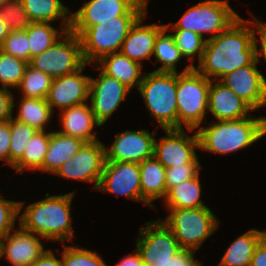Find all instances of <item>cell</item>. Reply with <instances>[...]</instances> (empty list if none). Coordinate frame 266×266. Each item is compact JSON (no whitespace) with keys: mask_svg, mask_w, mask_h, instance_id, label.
I'll return each instance as SVG.
<instances>
[{"mask_svg":"<svg viewBox=\"0 0 266 266\" xmlns=\"http://www.w3.org/2000/svg\"><path fill=\"white\" fill-rule=\"evenodd\" d=\"M97 68L101 74L97 79L90 77L89 98L94 117L102 126L131 90L114 77L105 74L98 66Z\"/></svg>","mask_w":266,"mask_h":266,"instance_id":"cell-15","label":"cell"},{"mask_svg":"<svg viewBox=\"0 0 266 266\" xmlns=\"http://www.w3.org/2000/svg\"><path fill=\"white\" fill-rule=\"evenodd\" d=\"M175 31L173 37L176 43V46L181 51L183 57L193 61L194 56L198 53V61L200 63L205 46L206 39L201 37L198 33H195L190 30L185 29H170Z\"/></svg>","mask_w":266,"mask_h":266,"instance_id":"cell-35","label":"cell"},{"mask_svg":"<svg viewBox=\"0 0 266 266\" xmlns=\"http://www.w3.org/2000/svg\"><path fill=\"white\" fill-rule=\"evenodd\" d=\"M105 149L100 140L84 143L55 174L71 180L94 182L97 190L106 162Z\"/></svg>","mask_w":266,"mask_h":266,"instance_id":"cell-12","label":"cell"},{"mask_svg":"<svg viewBox=\"0 0 266 266\" xmlns=\"http://www.w3.org/2000/svg\"><path fill=\"white\" fill-rule=\"evenodd\" d=\"M166 136L154 140L153 156L165 167L170 168L185 163H199L195 148H199L197 132L188 135L183 128L164 129ZM158 141V142H157Z\"/></svg>","mask_w":266,"mask_h":266,"instance_id":"cell-13","label":"cell"},{"mask_svg":"<svg viewBox=\"0 0 266 266\" xmlns=\"http://www.w3.org/2000/svg\"><path fill=\"white\" fill-rule=\"evenodd\" d=\"M258 62L240 67L219 81L245 100L254 111L266 105V78L257 68Z\"/></svg>","mask_w":266,"mask_h":266,"instance_id":"cell-16","label":"cell"},{"mask_svg":"<svg viewBox=\"0 0 266 266\" xmlns=\"http://www.w3.org/2000/svg\"><path fill=\"white\" fill-rule=\"evenodd\" d=\"M73 196L74 192L57 196L47 193V198L26 206L18 216L19 226L46 240L61 244L66 240L72 241L74 232L70 221Z\"/></svg>","mask_w":266,"mask_h":266,"instance_id":"cell-2","label":"cell"},{"mask_svg":"<svg viewBox=\"0 0 266 266\" xmlns=\"http://www.w3.org/2000/svg\"><path fill=\"white\" fill-rule=\"evenodd\" d=\"M200 169H202L200 163H185L166 168L165 179L167 192L172 187L196 177L200 173Z\"/></svg>","mask_w":266,"mask_h":266,"instance_id":"cell-41","label":"cell"},{"mask_svg":"<svg viewBox=\"0 0 266 266\" xmlns=\"http://www.w3.org/2000/svg\"><path fill=\"white\" fill-rule=\"evenodd\" d=\"M198 174L196 177L172 187L163 200L166 208H198L205 207L201 201V183Z\"/></svg>","mask_w":266,"mask_h":266,"instance_id":"cell-29","label":"cell"},{"mask_svg":"<svg viewBox=\"0 0 266 266\" xmlns=\"http://www.w3.org/2000/svg\"><path fill=\"white\" fill-rule=\"evenodd\" d=\"M149 0H90L71 14V31L78 36L101 21L116 20L122 15H144Z\"/></svg>","mask_w":266,"mask_h":266,"instance_id":"cell-10","label":"cell"},{"mask_svg":"<svg viewBox=\"0 0 266 266\" xmlns=\"http://www.w3.org/2000/svg\"><path fill=\"white\" fill-rule=\"evenodd\" d=\"M145 225L140 228L136 249L145 266H163L181 247L172 230L162 220L149 221Z\"/></svg>","mask_w":266,"mask_h":266,"instance_id":"cell-11","label":"cell"},{"mask_svg":"<svg viewBox=\"0 0 266 266\" xmlns=\"http://www.w3.org/2000/svg\"><path fill=\"white\" fill-rule=\"evenodd\" d=\"M143 15H122L116 20L86 28L80 35L82 54L86 64L99 61L103 56L120 52L130 28Z\"/></svg>","mask_w":266,"mask_h":266,"instance_id":"cell-7","label":"cell"},{"mask_svg":"<svg viewBox=\"0 0 266 266\" xmlns=\"http://www.w3.org/2000/svg\"><path fill=\"white\" fill-rule=\"evenodd\" d=\"M29 64L53 79L78 71L86 64L80 37L71 30L66 31L47 50L32 57Z\"/></svg>","mask_w":266,"mask_h":266,"instance_id":"cell-9","label":"cell"},{"mask_svg":"<svg viewBox=\"0 0 266 266\" xmlns=\"http://www.w3.org/2000/svg\"><path fill=\"white\" fill-rule=\"evenodd\" d=\"M97 63L95 66H98L108 76L122 82L129 89L134 87L138 89L143 80L142 64L129 59L121 52L105 55Z\"/></svg>","mask_w":266,"mask_h":266,"instance_id":"cell-23","label":"cell"},{"mask_svg":"<svg viewBox=\"0 0 266 266\" xmlns=\"http://www.w3.org/2000/svg\"><path fill=\"white\" fill-rule=\"evenodd\" d=\"M13 94L3 87L0 88V122L9 121L13 117Z\"/></svg>","mask_w":266,"mask_h":266,"instance_id":"cell-42","label":"cell"},{"mask_svg":"<svg viewBox=\"0 0 266 266\" xmlns=\"http://www.w3.org/2000/svg\"><path fill=\"white\" fill-rule=\"evenodd\" d=\"M1 194V193H0ZM24 203L0 198V237H4L15 229V222Z\"/></svg>","mask_w":266,"mask_h":266,"instance_id":"cell-40","label":"cell"},{"mask_svg":"<svg viewBox=\"0 0 266 266\" xmlns=\"http://www.w3.org/2000/svg\"><path fill=\"white\" fill-rule=\"evenodd\" d=\"M10 143V123L9 121L0 122V160H5V164H9Z\"/></svg>","mask_w":266,"mask_h":266,"instance_id":"cell-44","label":"cell"},{"mask_svg":"<svg viewBox=\"0 0 266 266\" xmlns=\"http://www.w3.org/2000/svg\"><path fill=\"white\" fill-rule=\"evenodd\" d=\"M61 254L62 266H108L99 254L82 247L65 245Z\"/></svg>","mask_w":266,"mask_h":266,"instance_id":"cell-38","label":"cell"},{"mask_svg":"<svg viewBox=\"0 0 266 266\" xmlns=\"http://www.w3.org/2000/svg\"><path fill=\"white\" fill-rule=\"evenodd\" d=\"M19 227L2 238L1 256H5L13 266H31L45 249L37 237L39 235Z\"/></svg>","mask_w":266,"mask_h":266,"instance_id":"cell-19","label":"cell"},{"mask_svg":"<svg viewBox=\"0 0 266 266\" xmlns=\"http://www.w3.org/2000/svg\"><path fill=\"white\" fill-rule=\"evenodd\" d=\"M21 2L32 22L51 23L62 19L61 27L66 31L71 29L72 13L60 0H21Z\"/></svg>","mask_w":266,"mask_h":266,"instance_id":"cell-26","label":"cell"},{"mask_svg":"<svg viewBox=\"0 0 266 266\" xmlns=\"http://www.w3.org/2000/svg\"><path fill=\"white\" fill-rule=\"evenodd\" d=\"M52 80L53 78L48 74L33 68L29 64L18 89L22 91V97L46 99Z\"/></svg>","mask_w":266,"mask_h":266,"instance_id":"cell-33","label":"cell"},{"mask_svg":"<svg viewBox=\"0 0 266 266\" xmlns=\"http://www.w3.org/2000/svg\"><path fill=\"white\" fill-rule=\"evenodd\" d=\"M1 250H2V237H0V259L2 258V256H1Z\"/></svg>","mask_w":266,"mask_h":266,"instance_id":"cell-51","label":"cell"},{"mask_svg":"<svg viewBox=\"0 0 266 266\" xmlns=\"http://www.w3.org/2000/svg\"><path fill=\"white\" fill-rule=\"evenodd\" d=\"M155 135L146 129L117 133L110 149H105L106 161L143 162L153 157Z\"/></svg>","mask_w":266,"mask_h":266,"instance_id":"cell-17","label":"cell"},{"mask_svg":"<svg viewBox=\"0 0 266 266\" xmlns=\"http://www.w3.org/2000/svg\"><path fill=\"white\" fill-rule=\"evenodd\" d=\"M147 13L130 28L120 50L123 55L140 64L143 59L152 57L157 35L165 27V24L141 25Z\"/></svg>","mask_w":266,"mask_h":266,"instance_id":"cell-21","label":"cell"},{"mask_svg":"<svg viewBox=\"0 0 266 266\" xmlns=\"http://www.w3.org/2000/svg\"><path fill=\"white\" fill-rule=\"evenodd\" d=\"M16 119L19 122L25 123L34 127L38 131H44L46 125L54 114L46 99L25 98L23 97L19 107Z\"/></svg>","mask_w":266,"mask_h":266,"instance_id":"cell-30","label":"cell"},{"mask_svg":"<svg viewBox=\"0 0 266 266\" xmlns=\"http://www.w3.org/2000/svg\"><path fill=\"white\" fill-rule=\"evenodd\" d=\"M142 198L154 207L153 200L164 198L166 189V168L153 156L139 163Z\"/></svg>","mask_w":266,"mask_h":266,"instance_id":"cell-24","label":"cell"},{"mask_svg":"<svg viewBox=\"0 0 266 266\" xmlns=\"http://www.w3.org/2000/svg\"><path fill=\"white\" fill-rule=\"evenodd\" d=\"M195 251L181 249L163 266H202L194 259Z\"/></svg>","mask_w":266,"mask_h":266,"instance_id":"cell-43","label":"cell"},{"mask_svg":"<svg viewBox=\"0 0 266 266\" xmlns=\"http://www.w3.org/2000/svg\"><path fill=\"white\" fill-rule=\"evenodd\" d=\"M0 17L10 30H25L32 22L21 0H10L0 7Z\"/></svg>","mask_w":266,"mask_h":266,"instance_id":"cell-37","label":"cell"},{"mask_svg":"<svg viewBox=\"0 0 266 266\" xmlns=\"http://www.w3.org/2000/svg\"><path fill=\"white\" fill-rule=\"evenodd\" d=\"M211 79L209 86L208 111L213 114L217 121L238 120L248 115L254 109L241 97L237 96L223 83Z\"/></svg>","mask_w":266,"mask_h":266,"instance_id":"cell-20","label":"cell"},{"mask_svg":"<svg viewBox=\"0 0 266 266\" xmlns=\"http://www.w3.org/2000/svg\"><path fill=\"white\" fill-rule=\"evenodd\" d=\"M170 25L165 24V27L158 33L153 55L157 62L162 66L156 72H176V64L183 58L181 51L176 46L174 37L172 34H166Z\"/></svg>","mask_w":266,"mask_h":266,"instance_id":"cell-31","label":"cell"},{"mask_svg":"<svg viewBox=\"0 0 266 266\" xmlns=\"http://www.w3.org/2000/svg\"><path fill=\"white\" fill-rule=\"evenodd\" d=\"M29 63L0 50V84L3 88H17Z\"/></svg>","mask_w":266,"mask_h":266,"instance_id":"cell-34","label":"cell"},{"mask_svg":"<svg viewBox=\"0 0 266 266\" xmlns=\"http://www.w3.org/2000/svg\"><path fill=\"white\" fill-rule=\"evenodd\" d=\"M11 143L9 152V166L13 164L22 156L27 142L37 131L25 123L19 122L13 117L9 120Z\"/></svg>","mask_w":266,"mask_h":266,"instance_id":"cell-36","label":"cell"},{"mask_svg":"<svg viewBox=\"0 0 266 266\" xmlns=\"http://www.w3.org/2000/svg\"><path fill=\"white\" fill-rule=\"evenodd\" d=\"M85 142L79 138L50 132L48 150L42 165V171L55 174L56 171L78 152Z\"/></svg>","mask_w":266,"mask_h":266,"instance_id":"cell-25","label":"cell"},{"mask_svg":"<svg viewBox=\"0 0 266 266\" xmlns=\"http://www.w3.org/2000/svg\"><path fill=\"white\" fill-rule=\"evenodd\" d=\"M117 266H145L142 262L141 255L137 249L131 255L125 256L122 258L120 263Z\"/></svg>","mask_w":266,"mask_h":266,"instance_id":"cell-48","label":"cell"},{"mask_svg":"<svg viewBox=\"0 0 266 266\" xmlns=\"http://www.w3.org/2000/svg\"><path fill=\"white\" fill-rule=\"evenodd\" d=\"M199 148L219 154L245 149L266 134V117L252 116L238 120L216 121L199 127Z\"/></svg>","mask_w":266,"mask_h":266,"instance_id":"cell-3","label":"cell"},{"mask_svg":"<svg viewBox=\"0 0 266 266\" xmlns=\"http://www.w3.org/2000/svg\"><path fill=\"white\" fill-rule=\"evenodd\" d=\"M62 130L58 131L65 135H70L81 139L85 143L95 142L97 132L92 133L94 126H100L96 121L91 107L86 103L71 106L60 111Z\"/></svg>","mask_w":266,"mask_h":266,"instance_id":"cell-22","label":"cell"},{"mask_svg":"<svg viewBox=\"0 0 266 266\" xmlns=\"http://www.w3.org/2000/svg\"><path fill=\"white\" fill-rule=\"evenodd\" d=\"M46 132L37 130L27 142L22 156L12 166L16 173H22L24 169L42 170L50 141V133Z\"/></svg>","mask_w":266,"mask_h":266,"instance_id":"cell-28","label":"cell"},{"mask_svg":"<svg viewBox=\"0 0 266 266\" xmlns=\"http://www.w3.org/2000/svg\"><path fill=\"white\" fill-rule=\"evenodd\" d=\"M254 21L239 17L225 31L206 41L205 50L198 68L195 69L208 79L217 81L256 60L254 29L248 26Z\"/></svg>","mask_w":266,"mask_h":266,"instance_id":"cell-1","label":"cell"},{"mask_svg":"<svg viewBox=\"0 0 266 266\" xmlns=\"http://www.w3.org/2000/svg\"><path fill=\"white\" fill-rule=\"evenodd\" d=\"M161 219L173 232L181 249L197 250L217 230L219 220L209 207L167 208Z\"/></svg>","mask_w":266,"mask_h":266,"instance_id":"cell-6","label":"cell"},{"mask_svg":"<svg viewBox=\"0 0 266 266\" xmlns=\"http://www.w3.org/2000/svg\"><path fill=\"white\" fill-rule=\"evenodd\" d=\"M250 266H266V235L257 244Z\"/></svg>","mask_w":266,"mask_h":266,"instance_id":"cell-46","label":"cell"},{"mask_svg":"<svg viewBox=\"0 0 266 266\" xmlns=\"http://www.w3.org/2000/svg\"><path fill=\"white\" fill-rule=\"evenodd\" d=\"M176 88V72L156 71L144 74L138 88L151 117L163 130L178 129Z\"/></svg>","mask_w":266,"mask_h":266,"instance_id":"cell-5","label":"cell"},{"mask_svg":"<svg viewBox=\"0 0 266 266\" xmlns=\"http://www.w3.org/2000/svg\"><path fill=\"white\" fill-rule=\"evenodd\" d=\"M254 25H256V28L254 29V45H255V55H256V61L259 63L260 58L259 56H263L264 60L266 61V26L264 23H262L258 18L254 16ZM256 31H258L260 36V47L258 48V44L256 40ZM261 50V51H260Z\"/></svg>","mask_w":266,"mask_h":266,"instance_id":"cell-45","label":"cell"},{"mask_svg":"<svg viewBox=\"0 0 266 266\" xmlns=\"http://www.w3.org/2000/svg\"><path fill=\"white\" fill-rule=\"evenodd\" d=\"M239 17L228 0H204L186 10L177 23H170L173 27L169 29L190 30L201 37L204 33H213L208 40L225 31Z\"/></svg>","mask_w":266,"mask_h":266,"instance_id":"cell-8","label":"cell"},{"mask_svg":"<svg viewBox=\"0 0 266 266\" xmlns=\"http://www.w3.org/2000/svg\"><path fill=\"white\" fill-rule=\"evenodd\" d=\"M25 30L29 42L30 61L32 57L52 46L66 32L63 28L60 31L56 30L48 22H31L30 26Z\"/></svg>","mask_w":266,"mask_h":266,"instance_id":"cell-32","label":"cell"},{"mask_svg":"<svg viewBox=\"0 0 266 266\" xmlns=\"http://www.w3.org/2000/svg\"><path fill=\"white\" fill-rule=\"evenodd\" d=\"M97 190L124 195L150 206L141 195L138 162L106 161Z\"/></svg>","mask_w":266,"mask_h":266,"instance_id":"cell-14","label":"cell"},{"mask_svg":"<svg viewBox=\"0 0 266 266\" xmlns=\"http://www.w3.org/2000/svg\"><path fill=\"white\" fill-rule=\"evenodd\" d=\"M10 0H0V7H2L5 3H7Z\"/></svg>","mask_w":266,"mask_h":266,"instance_id":"cell-50","label":"cell"},{"mask_svg":"<svg viewBox=\"0 0 266 266\" xmlns=\"http://www.w3.org/2000/svg\"><path fill=\"white\" fill-rule=\"evenodd\" d=\"M191 62L181 73L177 72L178 129L185 125L192 132L199 128L208 112L211 79L200 74Z\"/></svg>","mask_w":266,"mask_h":266,"instance_id":"cell-4","label":"cell"},{"mask_svg":"<svg viewBox=\"0 0 266 266\" xmlns=\"http://www.w3.org/2000/svg\"><path fill=\"white\" fill-rule=\"evenodd\" d=\"M9 32H10V29L0 17V48L3 45V42L5 38L7 37V35L9 34Z\"/></svg>","mask_w":266,"mask_h":266,"instance_id":"cell-49","label":"cell"},{"mask_svg":"<svg viewBox=\"0 0 266 266\" xmlns=\"http://www.w3.org/2000/svg\"><path fill=\"white\" fill-rule=\"evenodd\" d=\"M0 50L30 63V49L26 30H10Z\"/></svg>","mask_w":266,"mask_h":266,"instance_id":"cell-39","label":"cell"},{"mask_svg":"<svg viewBox=\"0 0 266 266\" xmlns=\"http://www.w3.org/2000/svg\"><path fill=\"white\" fill-rule=\"evenodd\" d=\"M31 266H62V258L57 259L51 249H46Z\"/></svg>","mask_w":266,"mask_h":266,"instance_id":"cell-47","label":"cell"},{"mask_svg":"<svg viewBox=\"0 0 266 266\" xmlns=\"http://www.w3.org/2000/svg\"><path fill=\"white\" fill-rule=\"evenodd\" d=\"M85 64L78 71L54 78L47 95V102L54 113V107L60 108V111L71 106L85 103L89 98L90 77L81 75Z\"/></svg>","mask_w":266,"mask_h":266,"instance_id":"cell-18","label":"cell"},{"mask_svg":"<svg viewBox=\"0 0 266 266\" xmlns=\"http://www.w3.org/2000/svg\"><path fill=\"white\" fill-rule=\"evenodd\" d=\"M266 235V230H248L227 248L219 266H250L254 250L260 240Z\"/></svg>","mask_w":266,"mask_h":266,"instance_id":"cell-27","label":"cell"}]
</instances>
